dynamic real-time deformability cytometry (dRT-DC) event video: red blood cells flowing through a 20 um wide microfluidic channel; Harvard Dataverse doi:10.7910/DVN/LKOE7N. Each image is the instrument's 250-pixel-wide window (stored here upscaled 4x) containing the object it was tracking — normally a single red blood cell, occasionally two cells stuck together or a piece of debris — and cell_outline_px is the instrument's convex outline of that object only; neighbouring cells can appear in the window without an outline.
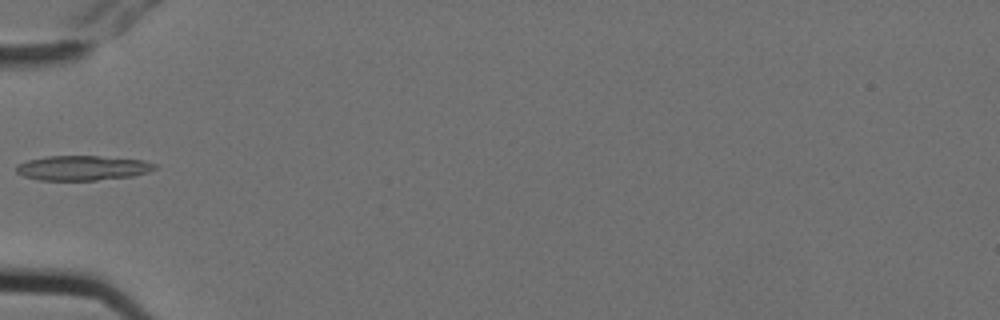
{"species": "Egyptian fruit bat (a non-hibernating species)", "species_latin": "Rousettus aegyptiacus", "temperature_condition": "cold", "stored_images_in_passage": 7, "camera_frame_rate_fps": 3000, "um_per_image_px": 0.085, "animal": {"sex": "female"}, "frame": {"image": 1, "passage_image": 6, "time_ms": 1.667, "image_size_px": [1000, 320], "cell_outline_px": [[156, 168], [148, 172], [132, 176], [96, 180], [40, 180], [24, 176], [16, 172], [16, 164], [28, 160], [48, 156], [100, 156], [140, 160], [156, 164]], "centroid_in_image_um": [6.98, 14.27], "position_along_channel_um": 78.0, "area_um2": 19.83}}
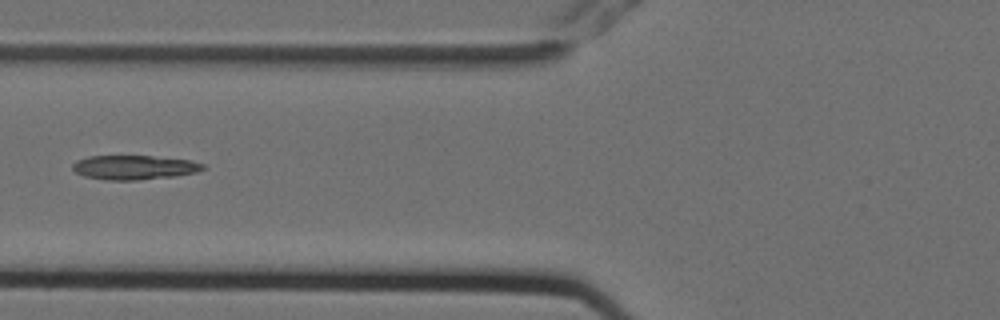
{"frame": {"image": 2, "passage_image": 7, "time_ms": 2.0, "image_size_px": [1000, 320], "cell_outline_px": [[208, 168], [196, 172], [176, 176], [136, 180], [104, 180], [84, 176], [76, 172], [72, 168], [72, 164], [76, 160], [88, 156], [152, 156], [188, 160], [204, 164]], "centroid_in_image_um": [11.4, 14.23], "position_along_channel_um": 114.4, "area_um2": 18.5}}